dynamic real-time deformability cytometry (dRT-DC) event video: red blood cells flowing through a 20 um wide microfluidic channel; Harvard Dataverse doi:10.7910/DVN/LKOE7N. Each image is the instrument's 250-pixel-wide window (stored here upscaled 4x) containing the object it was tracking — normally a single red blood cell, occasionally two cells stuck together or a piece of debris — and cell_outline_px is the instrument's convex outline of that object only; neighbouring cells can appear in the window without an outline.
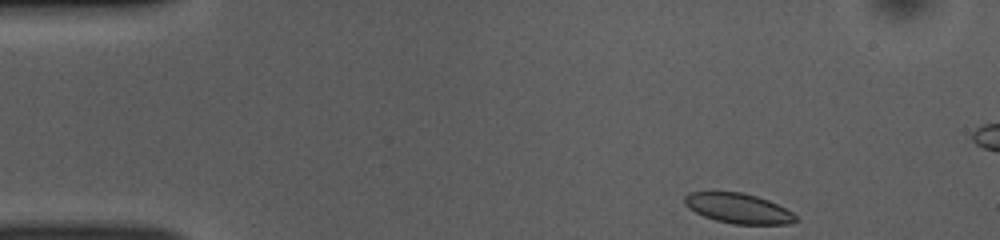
{"species": "common noctule bat (a hibernating species)", "species_latin": "Nyctalus noctula", "temperature_condition": "room temperature", "stored_images_in_passage": 47, "camera_frame_rate_fps": 3000, "um_per_image_px": 0.085, "animal": {"sex": "female", "body_mass_g": 10.0, "forearm_length_mm": 53.1}, "frame": {"image": 1, "passage_image": 1, "time_ms": 0.0, "image_size_px": [1000, 240], "cell_outline_px": [[796, 220], [788, 224], [732, 224], [716, 220], [704, 216], [688, 208], [684, 204], [684, 196], [688, 192], [740, 192], [756, 196], [768, 200], [792, 212], [796, 216]], "centroid_in_image_um": [62.71, 17.71], "position_along_channel_um": 22.3, "area_um2": 19.25}}
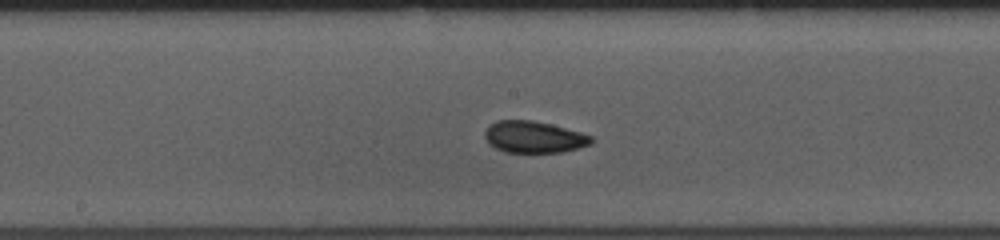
{"frame": {"image": 2, "passage_image": 21, "time_ms": 6.667, "image_size_px": [1000, 240], "cell_outline_px": [[596, 140], [592, 144], [564, 152], [504, 152], [488, 144], [484, 136], [484, 132], [488, 124], [496, 120], [532, 120], [552, 124], [580, 132], [592, 136]], "centroid_in_image_um": [45.38, 11.64], "position_along_channel_um": 202.8, "area_um2": 20.0}}
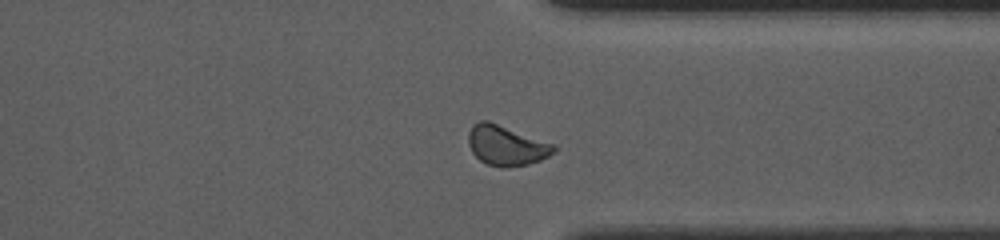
{"frame": {"image": 3, "passage_image": 34, "time_ms": 11.0, "image_size_px": [1000, 240], "cell_outline_px": [[556, 152], [540, 160], [528, 164], [504, 168], [500, 168], [488, 164], [480, 160], [472, 152], [468, 144], [468, 132], [472, 124], [480, 120], [488, 120], [556, 144]], "centroid_in_image_um": [43.04, 12.35], "position_along_channel_um": 368.4, "area_um2": 20.23}, "authors_computed_cell_mechanics": {"area_um2": 19.8832, "velocity_mm_per_s": 3.844, "shape_relaxation_time_tau1_ms": 2.9022, "shape_relaxation_time_tau2_ms": 1.2581, "deformation_change_tau1": 0.0706, "deformation_change_tau2": 0.0589}}